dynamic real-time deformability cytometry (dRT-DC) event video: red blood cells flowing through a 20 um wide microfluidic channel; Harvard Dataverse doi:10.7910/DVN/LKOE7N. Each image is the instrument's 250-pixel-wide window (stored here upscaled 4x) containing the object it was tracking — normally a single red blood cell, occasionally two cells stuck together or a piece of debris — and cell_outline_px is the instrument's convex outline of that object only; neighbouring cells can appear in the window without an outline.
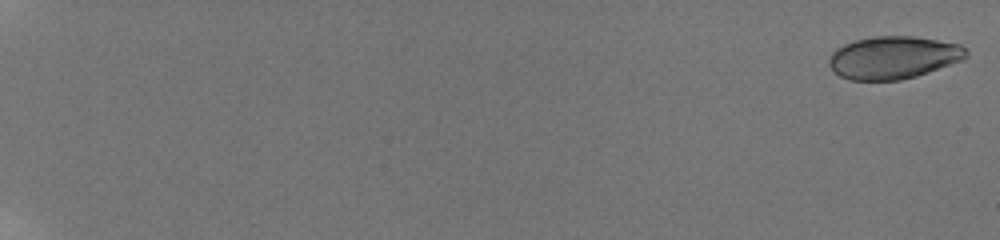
{"species": "human", "species_latin": "Homo sapiens", "temperature_condition": "room temperature", "stored_images_in_passage": 46, "camera_frame_rate_fps": 3000, "um_per_image_px": 0.085, "donor": {"sex": "male"}, "frame": {"image": 1, "passage_image": 1, "time_ms": 0.0, "image_size_px": [1000, 240], "cell_outline_px": [[968, 56], [964, 60], [916, 76], [900, 80], [848, 80], [840, 76], [828, 64], [828, 60], [832, 52], [836, 48], [844, 44], [856, 40], [872, 36], [912, 36], [960, 44], [968, 52]], "centroid_in_image_um": [75.94, 4.89], "position_along_channel_um": 9.1, "area_um2": 34.1}}
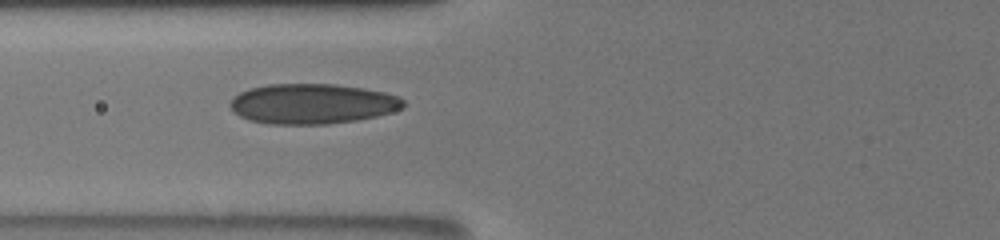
{"frame": {"image": 2, "passage_image": 15, "time_ms": 9.0, "image_size_px": [1000, 240], "cell_outline_px": [[404, 108], [376, 116], [356, 120], [328, 124], [268, 124], [248, 120], [240, 116], [228, 104], [232, 96], [240, 92], [252, 88], [268, 84], [336, 84], [364, 88], [384, 92], [396, 96], [404, 100]], "centroid_in_image_um": [26.53, 8.82], "position_along_channel_um": 99.3, "area_um2": 40.58}}
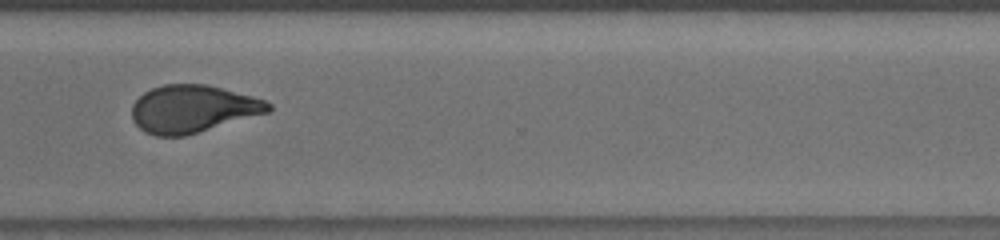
{"frame": {"image": 3, "passage_image": 35, "time_ms": 15.667, "image_size_px": [1000, 240], "cell_outline_px": [[272, 108], [268, 112], [184, 136], [156, 136], [144, 132], [132, 120], [132, 104], [144, 92], [152, 88], [164, 84], [208, 84], [252, 96], [264, 100], [272, 104]], "centroid_in_image_um": [16.35, 9.25], "position_along_channel_um": 354.2, "area_um2": 37.63}, "authors_computed_cell_mechanics": {"area_um2": 37.6278, "velocity_mm_per_s": 3.8174, "shape_relaxation_time_tau1_ms": 10.6458, "shape_relaxation_time_tau2_ms": 1.1254, "deformation_change_tau1": 0.2361, "deformation_change_tau2": 0.0596}}